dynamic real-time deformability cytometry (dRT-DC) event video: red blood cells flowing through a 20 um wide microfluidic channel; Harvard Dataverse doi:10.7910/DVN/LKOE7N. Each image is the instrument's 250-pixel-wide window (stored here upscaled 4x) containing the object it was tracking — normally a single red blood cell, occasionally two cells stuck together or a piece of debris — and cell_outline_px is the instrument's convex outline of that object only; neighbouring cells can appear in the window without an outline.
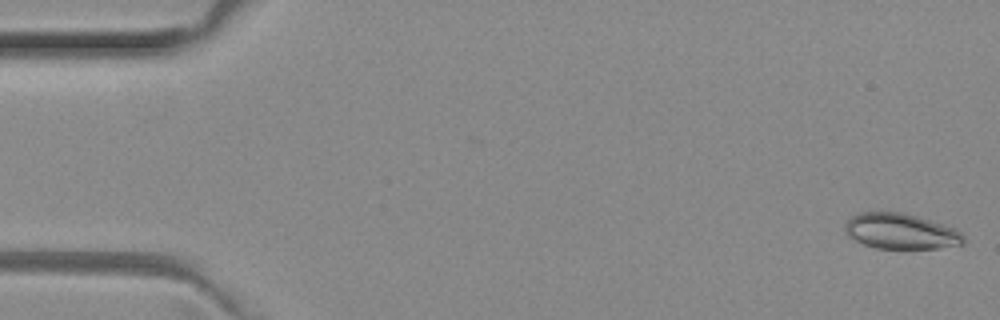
{"species": "common noctule bat (a hibernating species)", "species_latin": "Nyctalus noctula", "temperature_condition": "room temperature", "stored_images_in_passage": 52, "segment_of_instrument_passage": [1, 2], "camera_frame_rate_fps": 3000, "um_per_image_px": 0.085, "animal": {"sex": "female", "body_mass_g": 29.2, "forearm_length_mm": 56.3}, "frame": {"image": 1, "passage_image": 1, "time_ms": 0.0, "image_size_px": [1000, 320], "cell_outline_px": [[964, 244], [936, 248], [876, 248], [864, 244], [848, 236], [844, 232], [844, 228], [848, 220], [852, 216], [860, 212], [900, 212], [928, 220], [952, 228], [960, 232], [964, 236]], "centroid_in_image_um": [76.52, 19.66], "position_along_channel_um": 8.5, "area_um2": 24.1}}
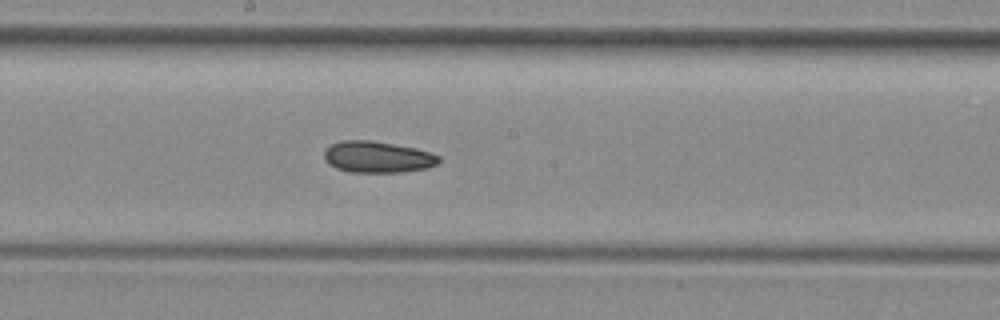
{"frame": {"image": 2, "passage_image": 27, "time_ms": 8.667, "image_size_px": [1000, 320], "cell_outline_px": [[440, 160], [436, 164], [428, 168], [400, 172], [348, 172], [336, 168], [328, 164], [324, 160], [324, 152], [332, 144], [340, 140], [372, 140], [416, 148], [440, 156]], "centroid_in_image_um": [32.07, 13.34], "position_along_channel_um": 216.1, "area_um2": 21.04}}
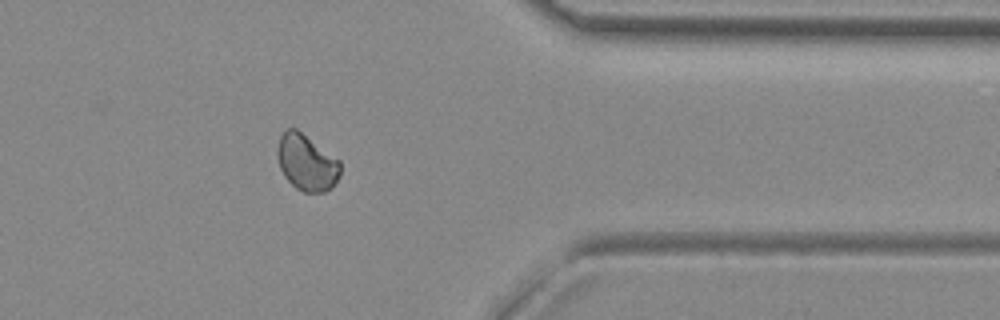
{"frame": {"image": 3, "passage_image": 41, "time_ms": 13.333, "image_size_px": [1000, 320], "cell_outline_px": [[340, 176], [324, 192], [304, 192], [296, 188], [284, 176], [280, 168], [276, 156], [276, 152], [280, 136], [288, 128], [296, 128], [340, 160]], "centroid_in_image_um": [26.04, 13.8], "position_along_channel_um": 385.4, "area_um2": 20.46}}